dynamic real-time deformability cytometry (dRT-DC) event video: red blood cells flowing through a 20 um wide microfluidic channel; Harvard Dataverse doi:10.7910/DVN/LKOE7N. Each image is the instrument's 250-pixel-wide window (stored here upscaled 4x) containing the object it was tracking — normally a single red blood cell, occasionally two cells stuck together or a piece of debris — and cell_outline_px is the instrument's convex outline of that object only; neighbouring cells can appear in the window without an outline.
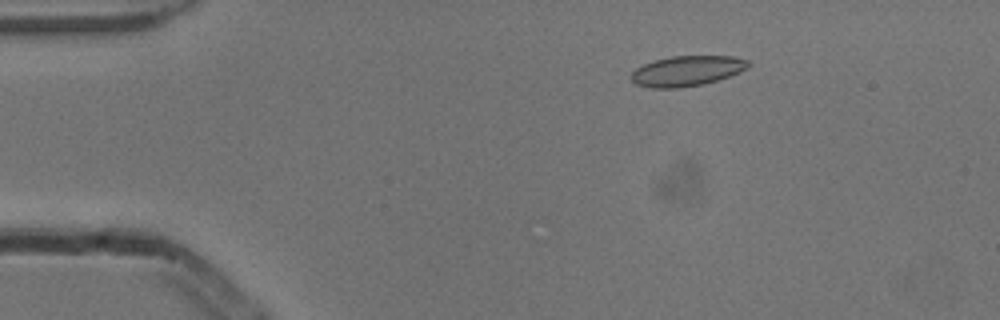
{"species": "common noctule bat (a hibernating species)", "species_latin": "Nyctalus noctula", "temperature_condition": "cold", "stored_images_in_passage": 3, "camera_frame_rate_fps": 3000, "um_per_image_px": 0.085, "animal": {"sex": "male", "body_mass_g": 13.3}, "frame": {"image": 1, "passage_image": 2, "time_ms": 0.333, "image_size_px": [1000, 320], "cell_outline_px": [[752, 64], [748, 68], [740, 72], [704, 84], [676, 88], [652, 88], [636, 84], [632, 80], [632, 72], [636, 68], [644, 64], [656, 60], [672, 56], [732, 56], [748, 60]], "centroid_in_image_um": [58.42, 6.02], "position_along_channel_um": 26.6, "area_um2": 20.52}}